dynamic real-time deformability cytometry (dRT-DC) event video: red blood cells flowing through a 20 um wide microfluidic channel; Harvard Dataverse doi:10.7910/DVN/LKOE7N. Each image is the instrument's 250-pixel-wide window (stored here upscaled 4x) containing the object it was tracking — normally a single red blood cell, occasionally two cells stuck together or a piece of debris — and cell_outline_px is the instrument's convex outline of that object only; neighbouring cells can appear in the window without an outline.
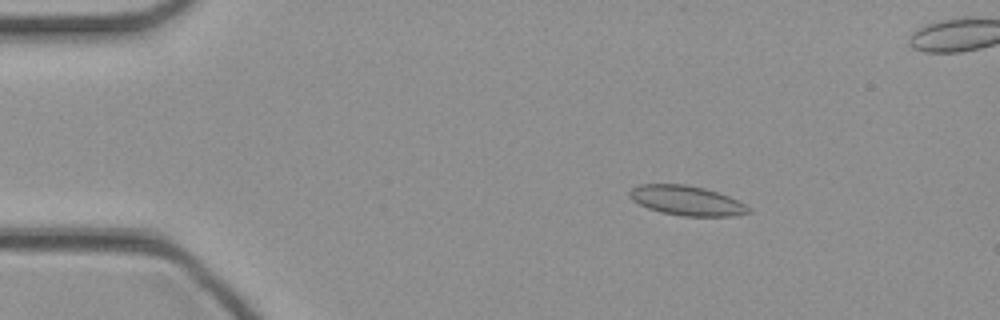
{"species": "common noctule bat (a hibernating species)", "species_latin": "Nyctalus noctula", "temperature_condition": "cold", "stored_images_in_passage": 46, "camera_frame_rate_fps": 3000, "um_per_image_px": 0.085, "animal": {"sex": "female", "body_mass_g": 21.9}, "frame": {"image": 1, "passage_image": 7, "time_ms": 2.0, "image_size_px": [1000, 320], "cell_outline_px": [[752, 212], [732, 216], [684, 216], [660, 212], [648, 208], [632, 200], [628, 196], [628, 192], [632, 188], [640, 184], [684, 184], [704, 188], [728, 196], [744, 204]], "centroid_in_image_um": [58.32, 17.05], "position_along_channel_um": 26.7, "area_um2": 20.4}}
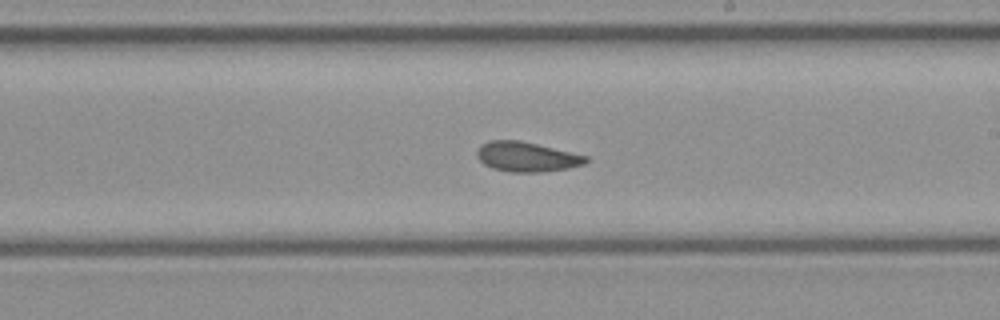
{"frame": {"image": 2, "passage_image": 26, "time_ms": 8.333, "image_size_px": [1000, 320], "cell_outline_px": [[588, 160], [584, 164], [568, 168], [544, 172], [512, 172], [492, 168], [484, 164], [476, 156], [476, 152], [480, 144], [488, 140], [520, 140], [588, 156]], "centroid_in_image_um": [44.74, 13.32], "position_along_channel_um": 244.3, "area_um2": 18.96}}
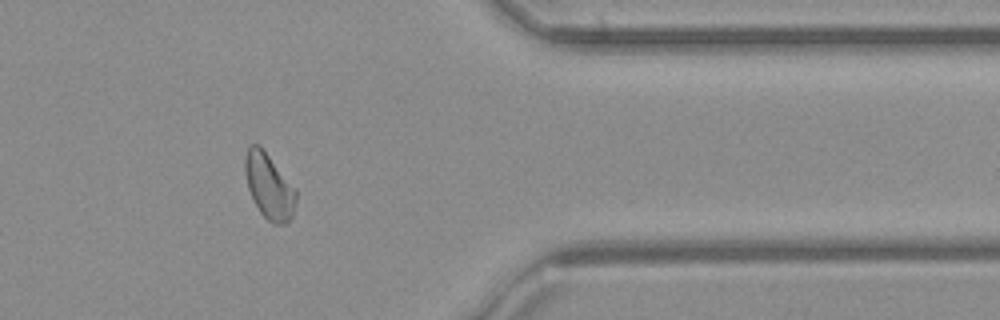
{"frame": {"image": 3, "passage_image": 37, "time_ms": 12.0, "image_size_px": [1000, 320], "cell_outline_px": [[296, 200], [292, 216], [288, 224], [272, 224], [260, 212], [248, 188], [244, 172], [244, 156], [248, 144], [260, 144], [296, 188]], "centroid_in_image_um": [22.86, 15.79], "position_along_channel_um": 388.5, "area_um2": 19.71}}